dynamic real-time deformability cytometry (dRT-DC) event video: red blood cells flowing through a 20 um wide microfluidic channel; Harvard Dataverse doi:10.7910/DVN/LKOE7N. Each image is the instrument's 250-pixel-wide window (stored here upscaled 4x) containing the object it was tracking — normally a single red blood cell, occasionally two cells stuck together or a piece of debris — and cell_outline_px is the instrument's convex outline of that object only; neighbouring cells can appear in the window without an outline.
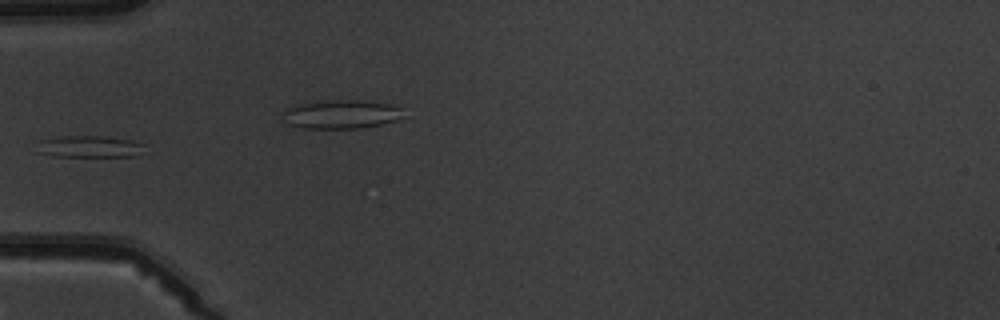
{"species": "common noctule bat (a hibernating species)", "species_latin": "Nyctalus noctula", "temperature_condition": "warm", "stored_images_in_passage": 7, "camera_frame_rate_fps": 3000, "um_per_image_px": 0.085, "animal": {"sex": "male", "body_mass_g": 19.5, "forearm_length_mm": 54.6}, "frame": {"image": 1, "passage_image": 5, "time_ms": 4.667, "image_size_px": [1000, 320], "cell_outline_px": [[144, 144], [136, 156], [52, 156], [36, 152], [36, 140], [60, 136], [104, 136], [132, 140]], "centroid_in_image_um": [7.47, 12.45], "position_along_channel_um": 77.5, "area_um2": 13.76}}
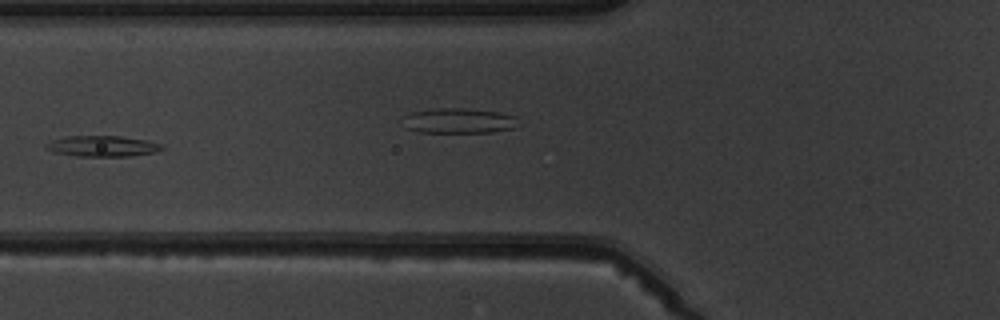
{"frame": {"image": 2, "passage_image": 6, "time_ms": 5.667, "image_size_px": [1000, 320], "cell_outline_px": [[164, 148], [156, 152], [128, 156], [76, 156], [56, 152], [44, 148], [44, 144], [52, 140], [64, 136], [120, 136], [144, 140], [160, 144]], "centroid_in_image_um": [8.65, 12.42], "position_along_channel_um": 117.1, "area_um2": 13.93}}